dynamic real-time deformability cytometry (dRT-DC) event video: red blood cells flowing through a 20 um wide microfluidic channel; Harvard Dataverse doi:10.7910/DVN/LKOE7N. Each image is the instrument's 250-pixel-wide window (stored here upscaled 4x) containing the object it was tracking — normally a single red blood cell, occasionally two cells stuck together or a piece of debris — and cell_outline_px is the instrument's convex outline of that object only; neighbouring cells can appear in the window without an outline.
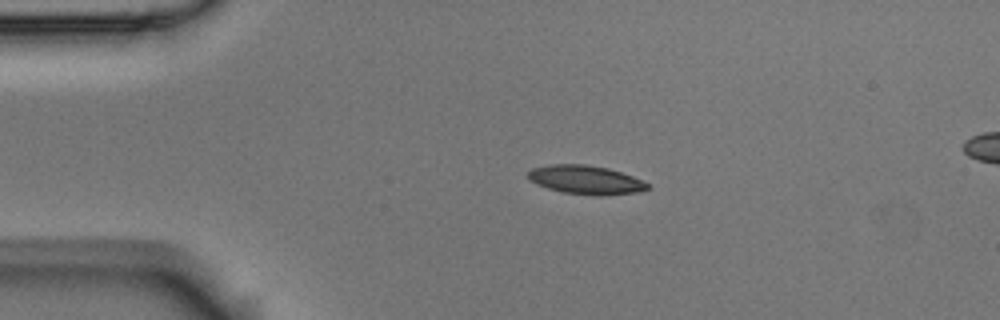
{"species": "Egyptian fruit bat (a non-hibernating species)", "species_latin": "Rousettus aegyptiacus", "temperature_condition": "room temperature", "stored_images_in_passage": 3, "camera_frame_rate_fps": 3000, "um_per_image_px": 0.085, "animal": {"sex": "male"}, "frame": {"image": 1, "passage_image": 2, "time_ms": 0.333, "image_size_px": [1000, 320], "cell_outline_px": [[652, 188], [640, 192], [600, 196], [596, 196], [564, 192], [548, 188], [536, 184], [528, 180], [528, 172], [532, 168], [548, 164], [584, 164], [608, 168], [632, 176], [648, 184]], "centroid_in_image_um": [49.78, 15.29], "position_along_channel_um": 35.2, "area_um2": 20.11}}